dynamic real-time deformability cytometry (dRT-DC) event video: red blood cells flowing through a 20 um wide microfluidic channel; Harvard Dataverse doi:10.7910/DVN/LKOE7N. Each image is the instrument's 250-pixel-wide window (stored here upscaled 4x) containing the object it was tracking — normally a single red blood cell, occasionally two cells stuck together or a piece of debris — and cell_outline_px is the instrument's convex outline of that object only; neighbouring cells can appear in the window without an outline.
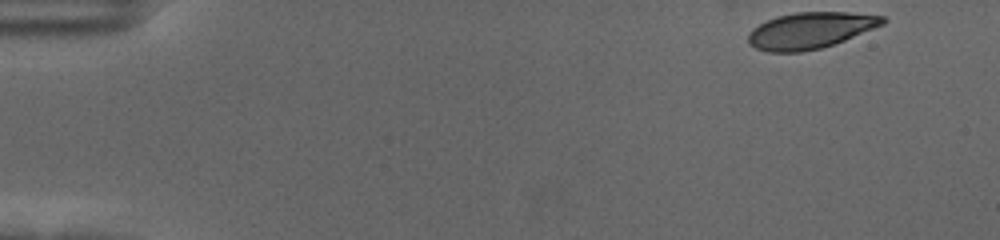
{"species": "human", "species_latin": "Homo sapiens", "temperature_condition": "cold", "stored_images_in_passage": 53, "camera_frame_rate_fps": 3000, "um_per_image_px": 0.085, "donor": {"sex": "female"}, "frame": {"image": 1, "passage_image": 1, "time_ms": 0.0, "image_size_px": [1000, 240], "cell_outline_px": [[888, 20], [884, 24], [844, 40], [820, 48], [800, 52], [768, 52], [756, 48], [748, 44], [748, 32], [752, 28], [776, 16], [796, 12], [848, 12], [884, 16]], "centroid_in_image_um": [68.86, 2.58], "position_along_channel_um": 16.1, "area_um2": 28.38}}
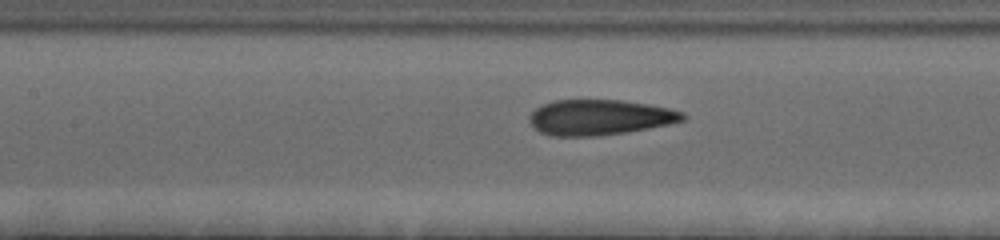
{"frame": {"image": 2, "passage_image": 23, "time_ms": 7.333, "image_size_px": [1000, 240], "cell_outline_px": [[688, 116], [684, 120], [668, 124], [648, 128], [624, 132], [596, 136], [552, 136], [540, 132], [528, 120], [528, 116], [536, 108], [552, 100], [620, 100], [648, 104], [668, 108], [684, 112]], "centroid_in_image_um": [50.97, 9.97], "position_along_channel_um": 156.4, "area_um2": 31.56}}
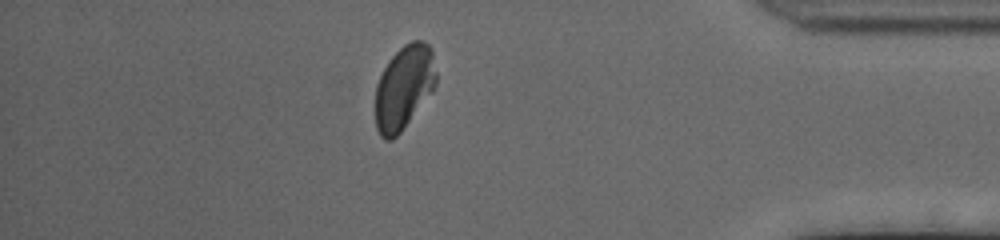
{"frame": {"image": 3, "passage_image": 46, "time_ms": 15.0, "image_size_px": [1000, 240], "cell_outline_px": [[436, 84], [432, 92], [400, 132], [392, 140], [384, 140], [380, 136], [376, 128], [376, 84], [388, 60], [404, 44], [412, 40], [420, 40], [428, 44], [432, 48], [436, 72]], "centroid_in_image_um": [34.34, 7.41], "position_along_channel_um": 400.9, "area_um2": 29.71}, "authors_computed_cell_mechanics": {"area_um2": 30.9808, "velocity_mm_per_s": 3.6107, "shape_relaxation_time_tau1_ms": 4.6616, "shape_relaxation_time_tau2_ms": 0.7972, "deformation_change_tau1": 0.1656, "deformation_change_tau2": 0.061}}